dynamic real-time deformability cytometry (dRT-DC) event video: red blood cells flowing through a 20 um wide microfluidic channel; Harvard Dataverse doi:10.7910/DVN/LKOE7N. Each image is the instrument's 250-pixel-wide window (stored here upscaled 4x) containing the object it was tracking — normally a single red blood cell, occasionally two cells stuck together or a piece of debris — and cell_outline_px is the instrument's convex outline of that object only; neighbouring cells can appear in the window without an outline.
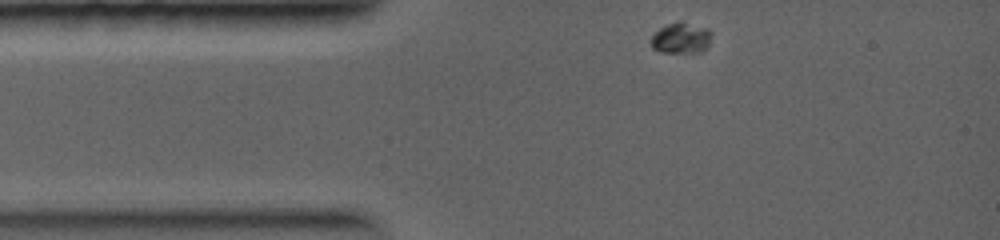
{"species": "common noctule bat (a hibernating species)", "species_latin": "Nyctalus noctula", "temperature_condition": "warm", "stored_images_in_passage": 2, "camera_frame_rate_fps": 5000, "um_per_image_px": 0.085, "animal": {"sex": "female", "body_mass_g": 19.0, "forearm_length_mm": 56.7}, "frame": {"image": 1, "passage_image": 1, "time_ms": 0.0, "image_size_px": [1000, 240], "cell_outline_px": [[712, 32], [708, 44], [700, 52], [660, 52], [652, 48], [652, 36], [660, 28], [668, 24], [680, 20], [708, 28]], "centroid_in_image_um": [57.9, 3.21], "position_along_channel_um": 27.1, "area_um2": 10.81}}